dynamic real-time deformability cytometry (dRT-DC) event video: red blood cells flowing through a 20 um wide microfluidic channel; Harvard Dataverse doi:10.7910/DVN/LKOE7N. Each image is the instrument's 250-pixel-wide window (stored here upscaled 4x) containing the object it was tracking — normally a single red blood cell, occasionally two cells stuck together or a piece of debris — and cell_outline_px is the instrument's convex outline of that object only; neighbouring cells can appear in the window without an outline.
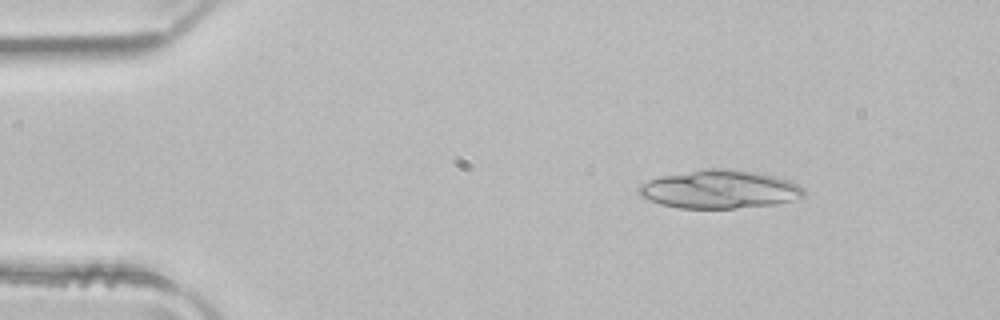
{"species": "common noctule bat (a hibernating species)", "species_latin": "Nyctalus noctula", "temperature_condition": "room temperature", "stored_images_in_passage": 3, "camera_frame_rate_fps": 3000, "um_per_image_px": 0.085, "animal": {"sex": "male", "body_mass_g": 21.5, "forearm_length_mm": 52.0}, "frame": {"image": 1, "passage_image": 1, "time_ms": 0.0, "image_size_px": [1000, 320], "cell_outline_px": [[804, 196], [792, 200], [776, 204], [736, 208], [676, 208], [660, 204], [640, 196], [636, 188], [648, 180], [660, 176], [704, 168], [728, 168], [756, 172], [788, 180], [804, 188]], "centroid_in_image_um": [61.12, 16.09], "position_along_channel_um": 23.9, "area_um2": 36.93}}